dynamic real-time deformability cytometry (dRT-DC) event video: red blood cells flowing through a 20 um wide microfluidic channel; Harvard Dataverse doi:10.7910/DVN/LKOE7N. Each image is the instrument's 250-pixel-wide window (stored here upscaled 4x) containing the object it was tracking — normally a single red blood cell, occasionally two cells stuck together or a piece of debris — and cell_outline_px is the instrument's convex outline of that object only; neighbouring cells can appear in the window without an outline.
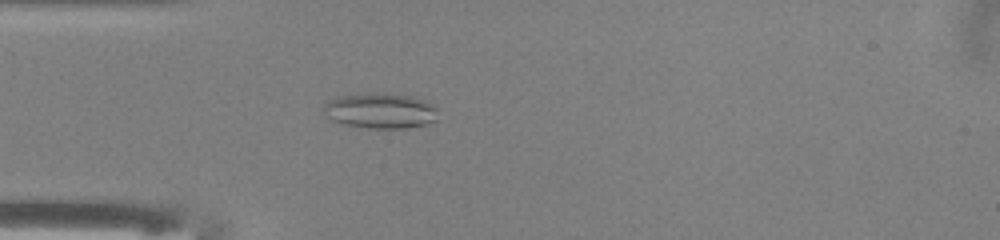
{"species": "common noctule bat (a hibernating species)", "species_latin": "Nyctalus noctula", "temperature_condition": "warm", "stored_images_in_passage": 51, "camera_frame_rate_fps": 3000, "um_per_image_px": 0.085, "animal": {"sex": "male", "body_mass_g": 13.0, "forearm_length_mm": 53.1}, "frame": {"image": 1, "passage_image": 15, "time_ms": 4.667, "image_size_px": [1000, 240], "cell_outline_px": [[436, 120], [428, 124], [408, 128], [364, 128], [344, 124], [332, 120], [324, 112], [324, 104], [328, 100], [336, 96], [372, 92], [376, 92], [412, 96], [436, 104]], "centroid_in_image_um": [32.34, 9.4], "position_along_channel_um": 52.7, "area_um2": 23.93}}
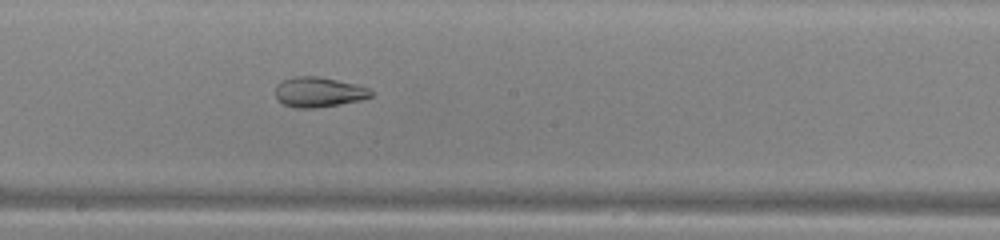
{"frame": {"image": 2, "passage_image": 28, "time_ms": 9.0, "image_size_px": [1000, 240], "cell_outline_px": [[372, 96], [360, 100], [340, 104], [316, 108], [296, 108], [284, 104], [276, 100], [276, 84], [280, 80], [292, 76], [320, 76], [356, 84], [368, 88], [372, 92]], "centroid_in_image_um": [27.04, 7.81], "position_along_channel_um": 221.2, "area_um2": 16.94}}
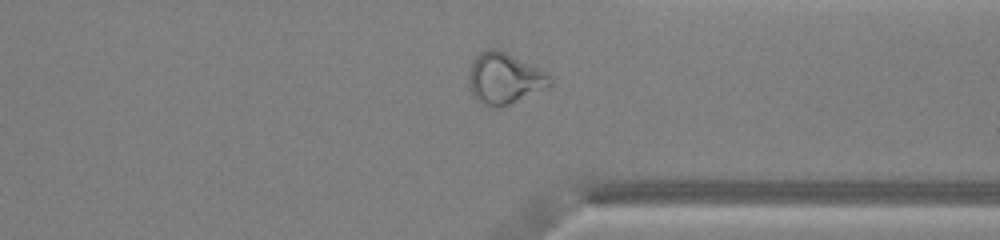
{"frame": {"image": 3, "passage_image": 39, "time_ms": 12.667, "image_size_px": [1000, 240], "cell_outline_px": [[552, 84], [512, 104], [500, 108], [496, 108], [484, 104], [476, 100], [472, 96], [468, 88], [468, 68], [472, 60], [480, 52], [488, 48], [496, 48], [540, 68], [548, 72], [552, 80]], "centroid_in_image_um": [42.83, 6.67], "position_along_channel_um": 368.6, "area_um2": 24.62}, "authors_computed_cell_mechanics": {"area_um2": 24.0448, "velocity_mm_per_s": 4.0672, "shape_relaxation_time_tau1_ms": null, "shape_relaxation_time_tau2_ms": 1.7727, "deformation_change_tau1": null, "deformation_change_tau2": 0.0903}}